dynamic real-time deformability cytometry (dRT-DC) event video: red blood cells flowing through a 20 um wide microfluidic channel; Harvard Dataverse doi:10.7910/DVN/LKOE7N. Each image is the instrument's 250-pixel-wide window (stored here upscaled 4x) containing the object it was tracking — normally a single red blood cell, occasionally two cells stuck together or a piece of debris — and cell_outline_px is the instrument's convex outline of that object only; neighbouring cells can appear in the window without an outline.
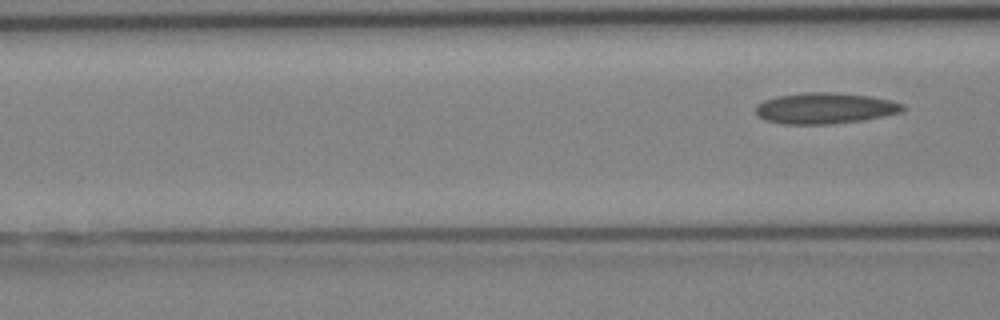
{"species": "Egyptian fruit bat (a non-hibernating species)", "species_latin": "Rousettus aegyptiacus", "temperature_condition": "cold", "stored_images_in_passage": 4, "segment_of_instrument_passage": [2, 2], "camera_frame_rate_fps": 3000, "um_per_image_px": 0.085, "animal": {"sex": "female"}, "frame": {"image": 1, "passage_image": 4, "time_ms": 4.333, "image_size_px": [1000, 320], "cell_outline_px": [[904, 108], [900, 112], [884, 116], [860, 120], [832, 124], [784, 124], [764, 120], [756, 116], [756, 104], [764, 100], [776, 96], [804, 92], [828, 92], [868, 96], [892, 100], [904, 104]], "centroid_in_image_um": [70.07, 9.2], "position_along_channel_um": 96.5, "area_um2": 26.59}}